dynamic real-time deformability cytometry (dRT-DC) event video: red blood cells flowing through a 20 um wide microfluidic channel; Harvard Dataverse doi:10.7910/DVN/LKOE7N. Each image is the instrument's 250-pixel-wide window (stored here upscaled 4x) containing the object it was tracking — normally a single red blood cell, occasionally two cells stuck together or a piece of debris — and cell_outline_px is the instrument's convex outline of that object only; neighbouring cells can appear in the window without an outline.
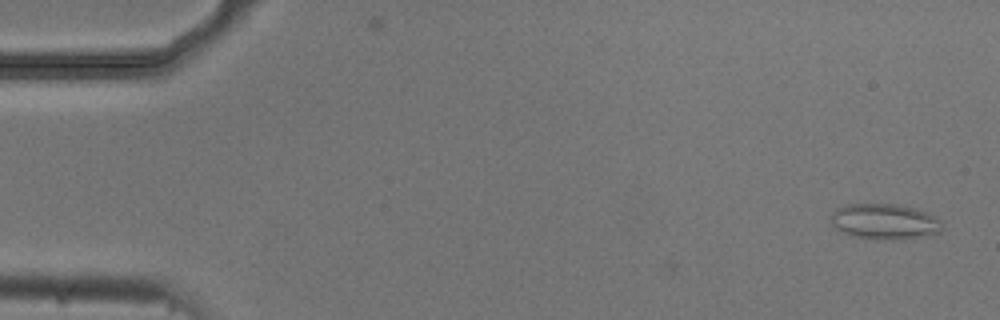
{"species": "common noctule bat (a hibernating species)", "species_latin": "Nyctalus noctula", "temperature_condition": "cold", "stored_images_in_passage": 5, "camera_frame_rate_fps": 3000, "um_per_image_px": 0.085, "animal": {"sex": "male", "body_mass_g": 20.5, "forearm_length_mm": 52.5}, "frame": {"image": 1, "passage_image": 1, "time_ms": 0.0, "image_size_px": [1000, 320], "cell_outline_px": [[944, 228], [940, 232], [928, 236], [908, 240], [868, 240], [852, 236], [836, 228], [832, 224], [832, 212], [836, 208], [848, 204], [896, 204], [916, 208], [936, 216], [940, 220]], "centroid_in_image_um": [75.25, 18.86], "position_along_channel_um": 9.8, "area_um2": 23.7}}
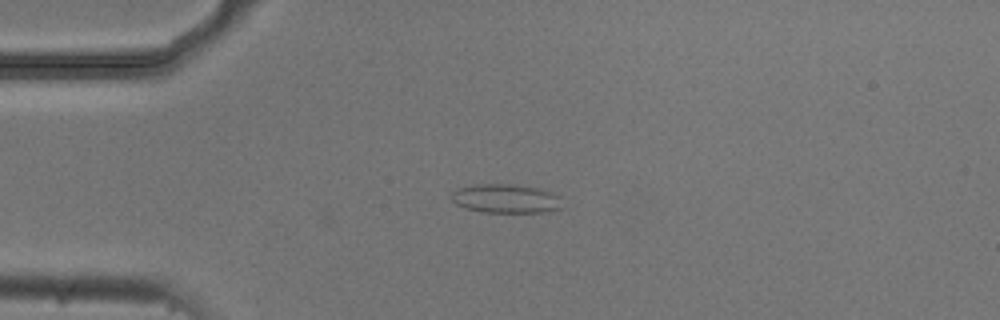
{"frame": {"image": 2, "passage_image": 4, "time_ms": 1.0, "image_size_px": [1000, 320], "cell_outline_px": [[560, 208], [544, 212], [480, 212], [464, 208], [456, 204], [448, 196], [456, 188], [476, 184], [512, 184], [536, 188], [560, 196]], "centroid_in_image_um": [42.9, 16.88], "position_along_channel_um": 42.1, "area_um2": 18.67}}